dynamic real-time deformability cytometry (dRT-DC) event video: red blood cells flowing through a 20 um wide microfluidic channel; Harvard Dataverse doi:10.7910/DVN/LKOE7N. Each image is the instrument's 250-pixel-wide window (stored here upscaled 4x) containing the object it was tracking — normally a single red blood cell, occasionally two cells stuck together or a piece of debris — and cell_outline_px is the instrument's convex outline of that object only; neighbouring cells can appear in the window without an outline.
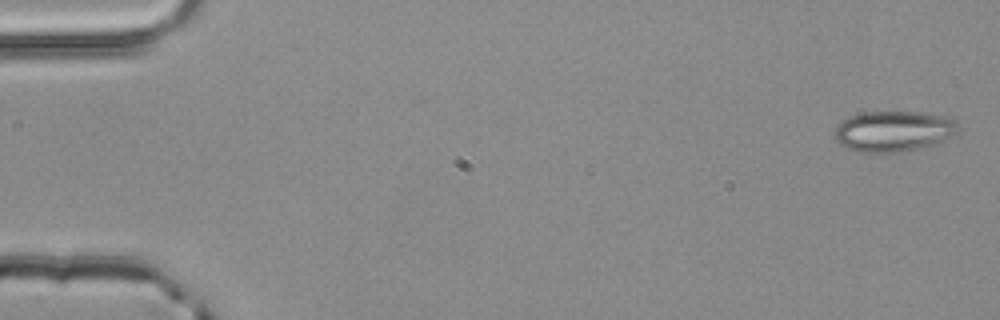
{"species": "common noctule bat (a hibernating species)", "species_latin": "Nyctalus noctula", "temperature_condition": "room temperature", "stored_images_in_passage": 4, "camera_frame_rate_fps": 3000, "um_per_image_px": 0.085, "animal": {"sex": "male", "body_mass_g": 20.4}, "frame": {"image": 1, "passage_image": 1, "time_ms": 0.0, "image_size_px": [1000, 320], "cell_outline_px": [[956, 132], [952, 136], [932, 144], [920, 148], [884, 156], [856, 152], [840, 144], [836, 140], [832, 132], [836, 124], [852, 116], [864, 112], [916, 112], [944, 116], [956, 120]], "centroid_in_image_um": [75.86, 11.2], "position_along_channel_um": 9.1, "area_um2": 29.77}}
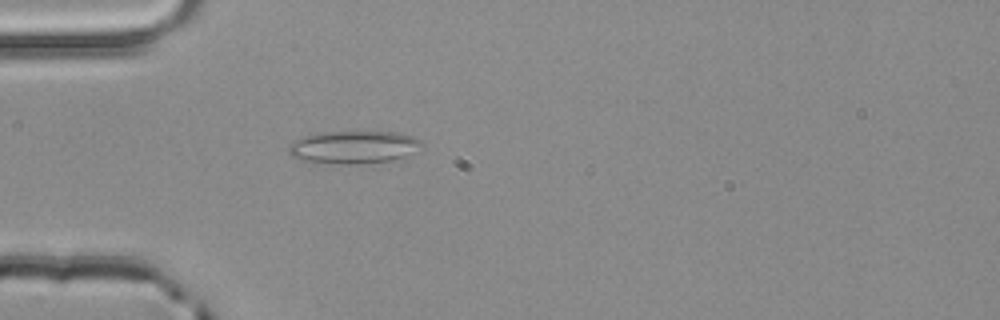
{"frame": {"image": 2, "passage_image": 4, "time_ms": 1.0, "image_size_px": [1000, 320], "cell_outline_px": [[424, 144], [404, 156], [392, 160], [364, 164], [344, 164], [304, 160], [292, 156], [288, 152], [288, 148], [292, 140], [304, 136], [320, 132], [400, 132], [412, 136], [420, 140]], "centroid_in_image_um": [30.04, 12.5], "position_along_channel_um": 55.0, "area_um2": 25.2}}